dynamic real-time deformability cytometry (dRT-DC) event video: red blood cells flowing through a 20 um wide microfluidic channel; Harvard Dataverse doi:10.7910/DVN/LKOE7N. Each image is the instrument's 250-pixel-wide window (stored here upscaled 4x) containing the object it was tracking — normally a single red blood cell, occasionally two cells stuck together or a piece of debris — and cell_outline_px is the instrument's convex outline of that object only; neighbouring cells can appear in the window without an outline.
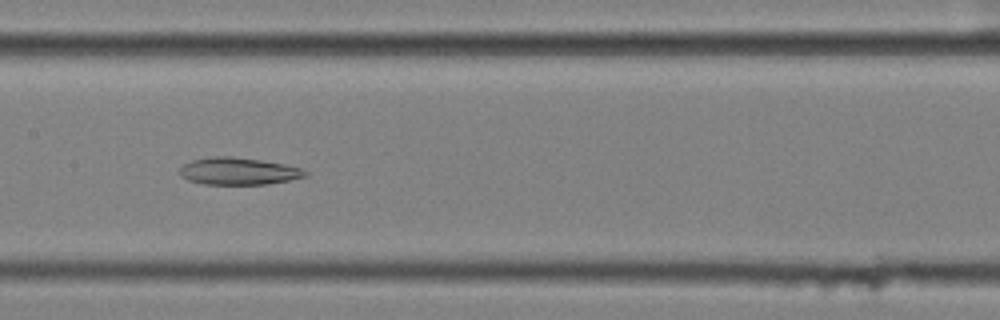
{"species": "common noctule bat (a hibernating species)", "species_latin": "Nyctalus noctula", "temperature_condition": "cold", "stored_images_in_passage": 41, "camera_frame_rate_fps": 3000, "um_per_image_px": 0.085, "animal": {"sex": "female", "body_mass_g": 25.1}, "frame": {"image": 1, "passage_image": 12, "time_ms": 3.667, "image_size_px": [1000, 320], "cell_outline_px": [[308, 176], [268, 184], [204, 184], [188, 180], [180, 176], [180, 168], [184, 164], [192, 160], [212, 156], [232, 156], [260, 160], [284, 164], [304, 168], [308, 172]], "centroid_in_image_um": [20.28, 14.55], "position_along_channel_um": 187.1, "area_um2": 19.94}}
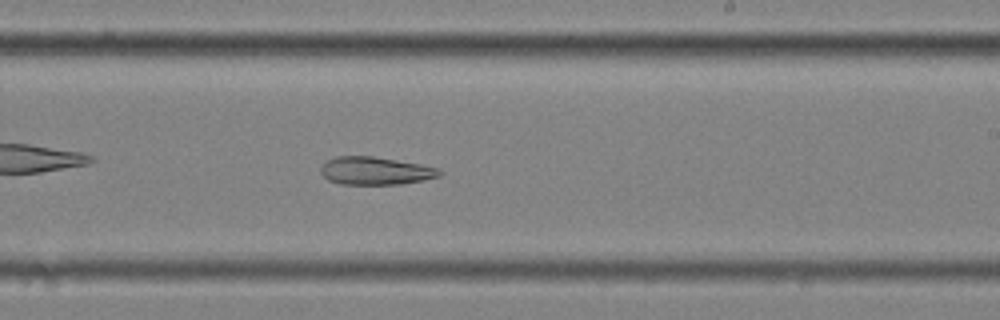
{"frame": {"image": 2, "passage_image": 18, "time_ms": 5.667, "image_size_px": [1000, 320], "cell_outline_px": [[444, 172], [440, 176], [424, 180], [400, 184], [340, 184], [328, 180], [320, 172], [320, 168], [328, 160], [336, 156], [372, 156], [420, 164], [440, 168]], "centroid_in_image_um": [31.94, 14.52], "position_along_channel_um": 257.1, "area_um2": 19.31}}
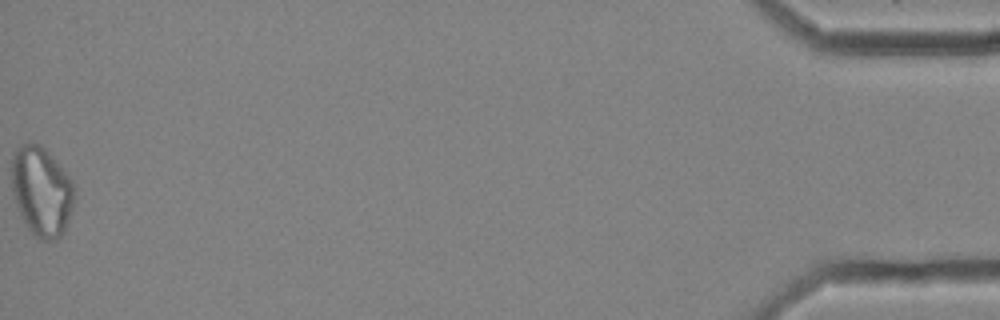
{"frame": {"image": 3, "passage_image": 41, "time_ms": 13.333, "image_size_px": [1000, 320], "cell_outline_px": [[76, 196], [64, 232], [56, 240], [40, 240], [24, 224], [12, 192], [12, 156], [16, 148], [28, 140], [44, 148], [48, 152], [76, 184]], "centroid_in_image_um": [3.55, 16.25], "position_along_channel_um": 431.7, "area_um2": 32.95}, "authors_computed_cell_mechanics": {"area_um2": 22.3108, "velocity_mm_per_s": 3.5096, "shape_relaxation_time_tau1_ms": null, "shape_relaxation_time_tau2_ms": 9.162, "deformation_change_tau1": null, "deformation_change_tau2": 0.1911}}